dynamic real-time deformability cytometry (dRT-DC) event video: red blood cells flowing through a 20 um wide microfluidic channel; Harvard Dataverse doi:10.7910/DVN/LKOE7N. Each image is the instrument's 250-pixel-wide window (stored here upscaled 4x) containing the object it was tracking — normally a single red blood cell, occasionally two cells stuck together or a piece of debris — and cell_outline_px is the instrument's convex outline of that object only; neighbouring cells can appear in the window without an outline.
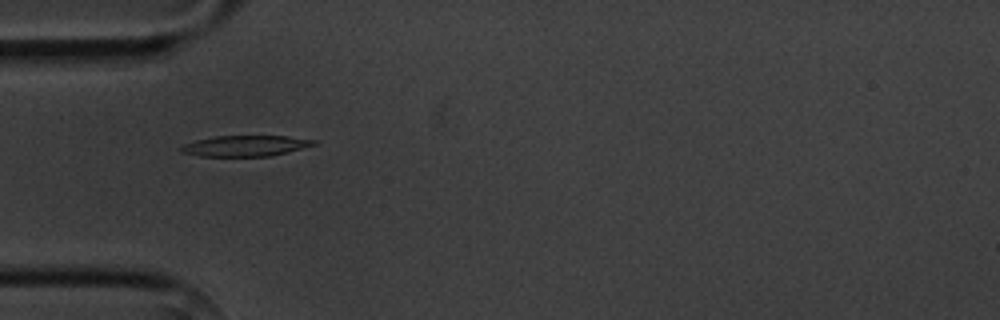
{"species": "common noctule bat (a hibernating species)", "species_latin": "Nyctalus noctula", "temperature_condition": "cold", "stored_images_in_passage": 16, "camera_frame_rate_fps": 3000, "um_per_image_px": 0.085, "animal": {"sex": "male", "body_mass_g": 20.1, "forearm_length_mm": 53.5}, "frame": {"image": 1, "passage_image": 6, "time_ms": 7.0, "image_size_px": [1000, 320], "cell_outline_px": [[316, 144], [288, 152], [272, 156], [200, 156], [180, 152], [180, 148], [184, 144], [196, 140], [216, 136], [288, 136], [316, 140]], "centroid_in_image_um": [20.85, 12.4], "position_along_channel_um": 64.1, "area_um2": 16.01}}
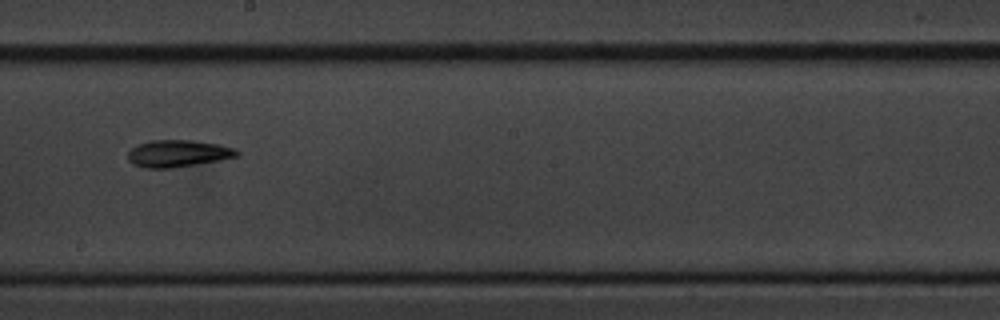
{"frame": {"image": 2, "passage_image": 10, "time_ms": 11.667, "image_size_px": [1000, 320], "cell_outline_px": [[240, 156], [220, 160], [172, 168], [148, 168], [132, 164], [128, 160], [128, 152], [132, 148], [140, 144], [152, 140], [192, 140], [220, 144], [236, 148], [240, 152]], "centroid_in_image_um": [15.18, 13.04], "position_along_channel_um": 233.0, "area_um2": 17.22}}
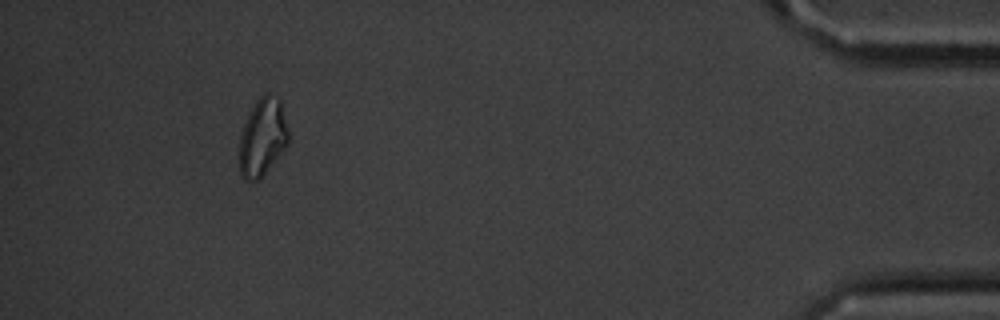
{"frame": {"image": 3, "passage_image": 15, "time_ms": 18.333, "image_size_px": [1000, 320], "cell_outline_px": [[288, 144], [260, 180], [244, 180], [240, 176], [240, 136], [244, 124], [256, 100], [264, 92], [268, 92], [280, 100], [288, 132]], "centroid_in_image_um": [22.31, 11.68], "position_along_channel_um": 412.9, "area_um2": 22.02}, "authors_computed_cell_mechanics": {"area_um2": 17.1666, "velocity_mm_per_s": 3.6147, "shape_relaxation_time_tau1_ms": 5.9008, "shape_relaxation_time_tau2_ms": null, "deformation_change_tau1": 0.1255, "deformation_change_tau2": null}}